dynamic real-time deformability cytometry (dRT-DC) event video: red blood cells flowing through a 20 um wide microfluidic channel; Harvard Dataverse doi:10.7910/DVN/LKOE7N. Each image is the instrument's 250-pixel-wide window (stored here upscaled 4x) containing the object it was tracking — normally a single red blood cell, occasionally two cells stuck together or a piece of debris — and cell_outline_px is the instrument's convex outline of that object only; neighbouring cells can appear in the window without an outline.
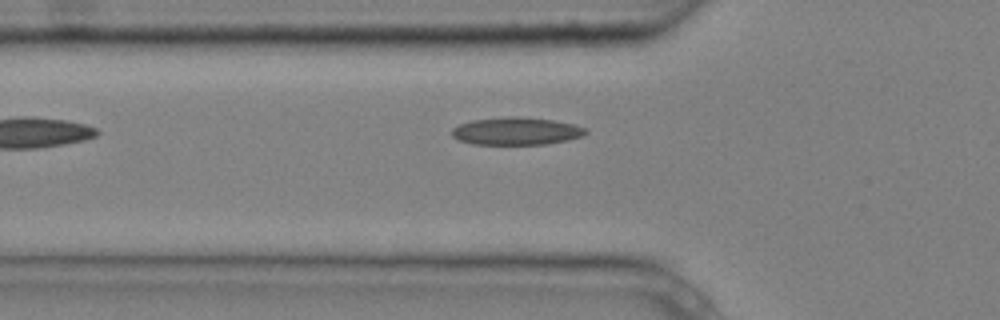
{"species": "common noctule bat (a hibernating species)", "species_latin": "Nyctalus noctula", "temperature_condition": "cold", "stored_images_in_passage": 4, "camera_frame_rate_fps": 3000, "um_per_image_px": 0.085, "animal": {"sex": "male", "body_mass_g": 20.4}, "frame": {"image": 1, "passage_image": 3, "time_ms": 0.667, "image_size_px": [1000, 320], "cell_outline_px": [[588, 132], [584, 136], [568, 140], [544, 144], [472, 144], [456, 140], [452, 136], [452, 128], [460, 124], [472, 120], [508, 116], [520, 116], [552, 120], [572, 124], [584, 128]], "centroid_in_image_um": [43.85, 11.14], "position_along_channel_um": 81.9, "area_um2": 21.56}}
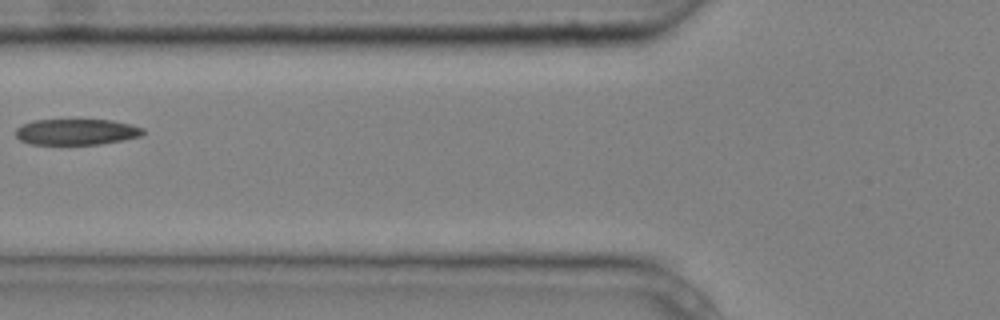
{"frame": {"image": 2, "passage_image": 4, "time_ms": 1.0, "image_size_px": [1000, 320], "cell_outline_px": [[144, 132], [140, 136], [124, 140], [100, 144], [28, 144], [20, 140], [16, 136], [16, 128], [32, 120], [112, 120], [132, 124], [144, 128]], "centroid_in_image_um": [6.51, 11.21], "position_along_channel_um": 119.3, "area_um2": 19.31}}